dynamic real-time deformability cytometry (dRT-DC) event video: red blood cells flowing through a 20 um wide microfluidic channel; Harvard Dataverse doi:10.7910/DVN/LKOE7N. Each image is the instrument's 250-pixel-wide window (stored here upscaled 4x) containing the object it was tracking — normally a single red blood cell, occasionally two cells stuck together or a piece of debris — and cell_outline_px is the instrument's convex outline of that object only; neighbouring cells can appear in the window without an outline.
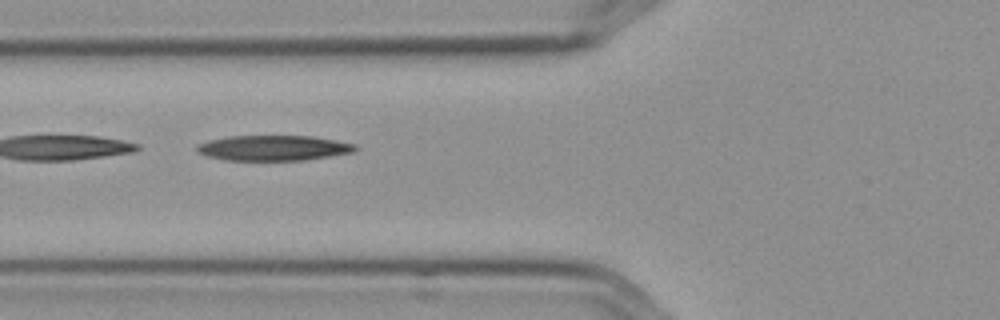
{"species": "Egyptian fruit bat (a non-hibernating species)", "species_latin": "Rousettus aegyptiacus", "temperature_condition": "cold", "stored_images_in_passage": 5, "camera_frame_rate_fps": 3000, "um_per_image_px": 0.085, "frame": {"image": 1, "passage_image": 4, "time_ms": 1.0, "image_size_px": [1000, 320], "cell_outline_px": [[360, 148], [352, 152], [304, 160], [224, 160], [208, 156], [196, 152], [196, 144], [208, 140], [228, 136], [312, 136], [336, 140], [356, 144]], "centroid_in_image_um": [23.22, 12.57], "position_along_channel_um": 102.6, "area_um2": 23.41}}